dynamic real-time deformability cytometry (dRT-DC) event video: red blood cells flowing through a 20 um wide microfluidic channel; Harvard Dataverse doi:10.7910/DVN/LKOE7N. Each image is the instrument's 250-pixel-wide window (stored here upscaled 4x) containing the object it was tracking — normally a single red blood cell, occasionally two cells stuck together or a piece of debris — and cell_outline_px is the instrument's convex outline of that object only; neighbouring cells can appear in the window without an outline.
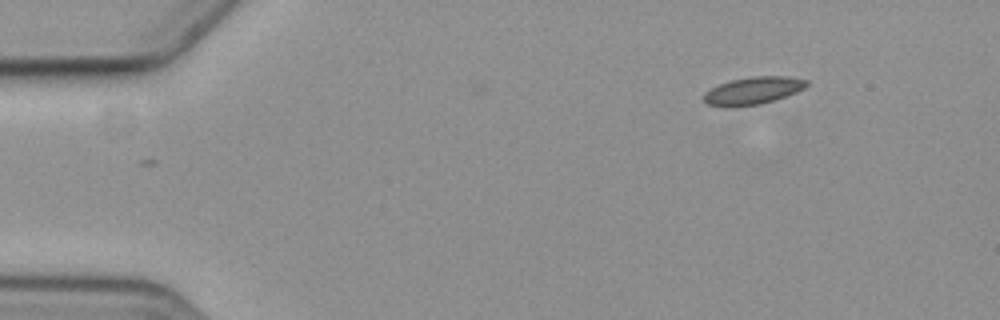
{"species": "common noctule bat (a hibernating species)", "species_latin": "Nyctalus noctula", "temperature_condition": "cold", "stored_images_in_passage": 3, "camera_frame_rate_fps": 3000, "um_per_image_px": 0.085, "animal": {"sex": "female", "body_mass_g": 19.3, "forearm_length_mm": 54.1}, "frame": {"image": 1, "passage_image": 1, "time_ms": 0.0, "image_size_px": [1000, 320], "cell_outline_px": [[808, 84], [804, 88], [796, 92], [760, 104], [724, 108], [708, 104], [704, 100], [704, 92], [728, 80], [752, 76], [788, 76], [808, 80]], "centroid_in_image_um": [63.98, 7.7], "position_along_channel_um": 21.0, "area_um2": 16.47}}
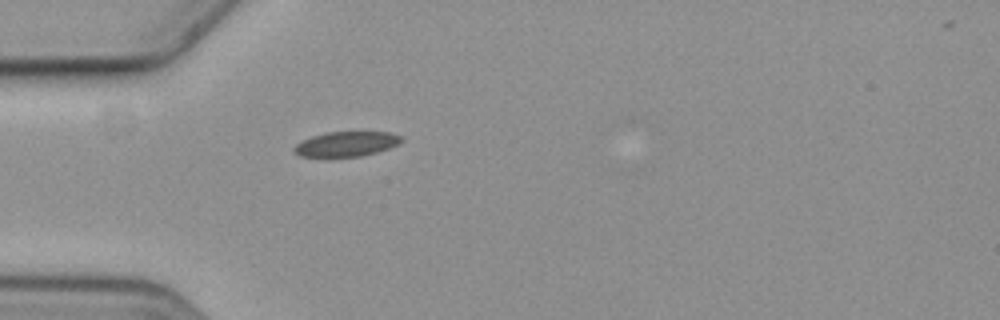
{"frame": {"image": 2, "passage_image": 3, "time_ms": 3.333, "image_size_px": [1000, 320], "cell_outline_px": [[404, 140], [388, 148], [376, 152], [360, 156], [300, 156], [292, 152], [292, 148], [296, 144], [312, 136], [324, 132], [392, 132], [400, 136]], "centroid_in_image_um": [29.41, 12.23], "position_along_channel_um": 55.6, "area_um2": 15.37}}